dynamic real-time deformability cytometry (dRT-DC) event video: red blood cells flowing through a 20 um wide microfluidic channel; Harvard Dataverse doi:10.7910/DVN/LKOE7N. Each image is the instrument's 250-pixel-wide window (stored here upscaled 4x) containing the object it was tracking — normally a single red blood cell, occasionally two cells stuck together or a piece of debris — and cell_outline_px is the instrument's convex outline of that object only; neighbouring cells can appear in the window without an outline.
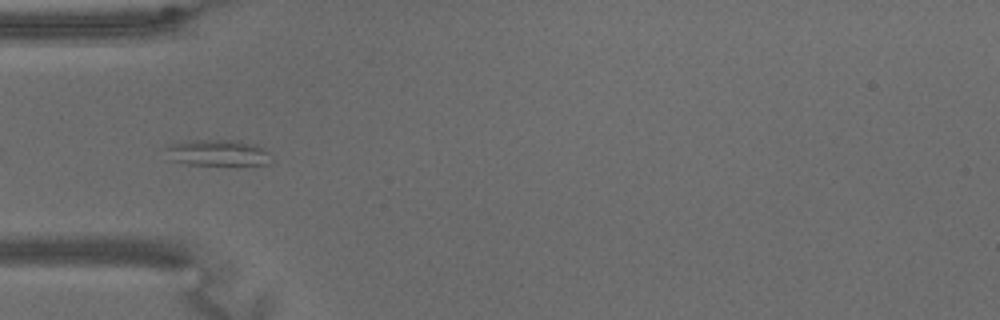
{"species": "common noctule bat (a hibernating species)", "species_latin": "Nyctalus noctula", "temperature_condition": "warm", "stored_images_in_passage": 6, "camera_frame_rate_fps": 3000, "um_per_image_px": 0.085, "animal": {"sex": "male", "body_mass_g": 15.6}, "frame": {"image": 1, "passage_image": 3, "time_ms": 0.667, "image_size_px": [1000, 320], "cell_outline_px": [[272, 164], [188, 164], [172, 160], [164, 148], [172, 144], [188, 140], [240, 140], [256, 144], [264, 148], [268, 152], [272, 160]], "centroid_in_image_um": [18.56, 12.97], "position_along_channel_um": 66.4, "area_um2": 16.01}}
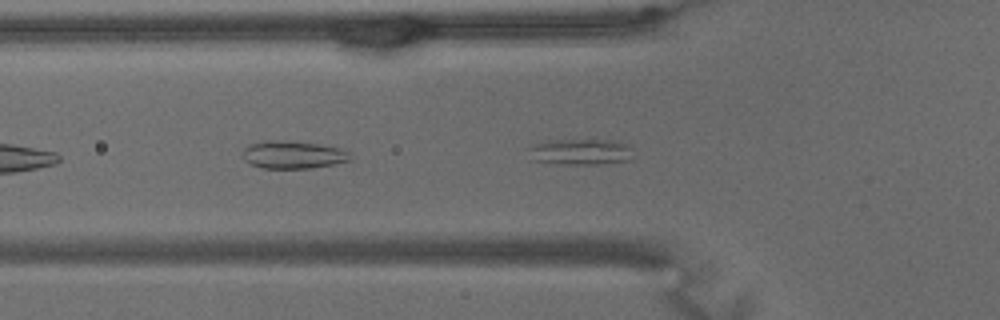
{"frame": {"image": 2, "passage_image": 4, "time_ms": 1.0, "image_size_px": [1000, 320], "cell_outline_px": [[352, 160], [312, 168], [264, 168], [252, 164], [244, 160], [244, 148], [252, 144], [264, 140], [272, 140], [316, 144], [340, 148], [348, 152], [352, 156]], "centroid_in_image_um": [24.93, 13.16], "position_along_channel_um": 100.9, "area_um2": 16.99}}